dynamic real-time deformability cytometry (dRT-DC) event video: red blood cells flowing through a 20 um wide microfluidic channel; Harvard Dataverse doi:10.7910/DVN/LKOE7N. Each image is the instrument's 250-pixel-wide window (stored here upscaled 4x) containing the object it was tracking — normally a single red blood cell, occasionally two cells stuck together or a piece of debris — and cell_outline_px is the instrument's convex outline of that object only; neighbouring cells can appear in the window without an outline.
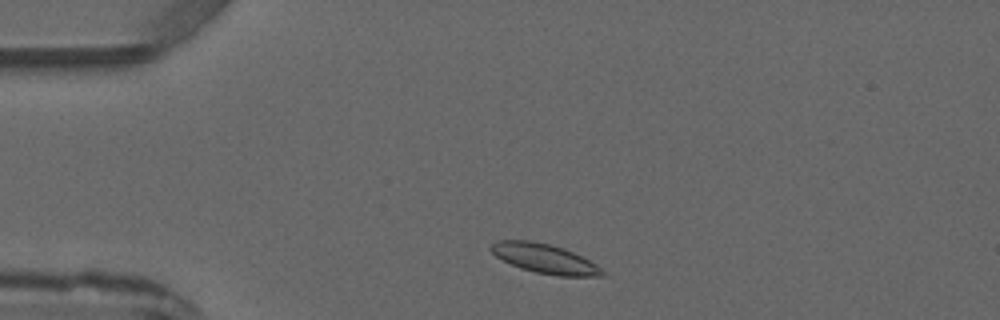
{"species": "common noctule bat (a hibernating species)", "species_latin": "Nyctalus noctula", "temperature_condition": "warm", "stored_images_in_passage": 4, "camera_frame_rate_fps": 3000, "um_per_image_px": 0.085, "animal": {"sex": "male", "forearm_length_mm": 52.5}, "frame": {"image": 1, "passage_image": 1, "time_ms": 0.0, "image_size_px": [1000, 320], "cell_outline_px": [[604, 276], [556, 276], [536, 272], [520, 268], [496, 256], [488, 248], [492, 244], [500, 240], [532, 240], [564, 248], [596, 264], [604, 272]], "centroid_in_image_um": [46.28, 21.98], "position_along_channel_um": 38.7, "area_um2": 18.84}}
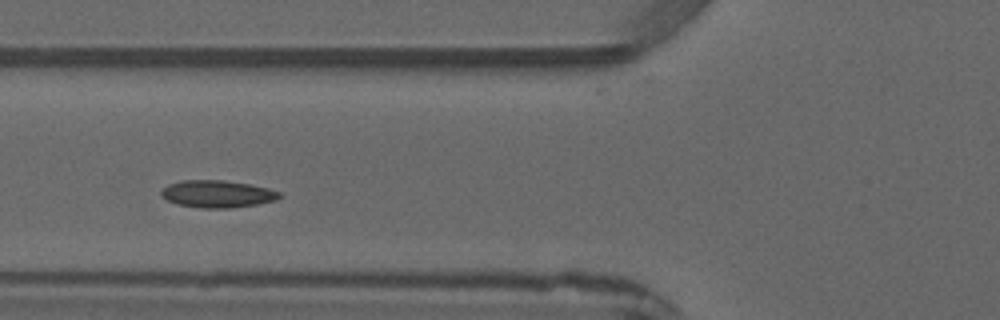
{"frame": {"image": 2, "passage_image": 3, "time_ms": 2.333, "image_size_px": [1000, 320], "cell_outline_px": [[280, 196], [276, 200], [256, 204], [232, 208], [200, 208], [176, 204], [160, 196], [160, 192], [168, 184], [180, 180], [224, 180], [248, 184], [268, 188], [280, 192]], "centroid_in_image_um": [18.43, 16.48], "position_along_channel_um": 107.4, "area_um2": 18.79}}